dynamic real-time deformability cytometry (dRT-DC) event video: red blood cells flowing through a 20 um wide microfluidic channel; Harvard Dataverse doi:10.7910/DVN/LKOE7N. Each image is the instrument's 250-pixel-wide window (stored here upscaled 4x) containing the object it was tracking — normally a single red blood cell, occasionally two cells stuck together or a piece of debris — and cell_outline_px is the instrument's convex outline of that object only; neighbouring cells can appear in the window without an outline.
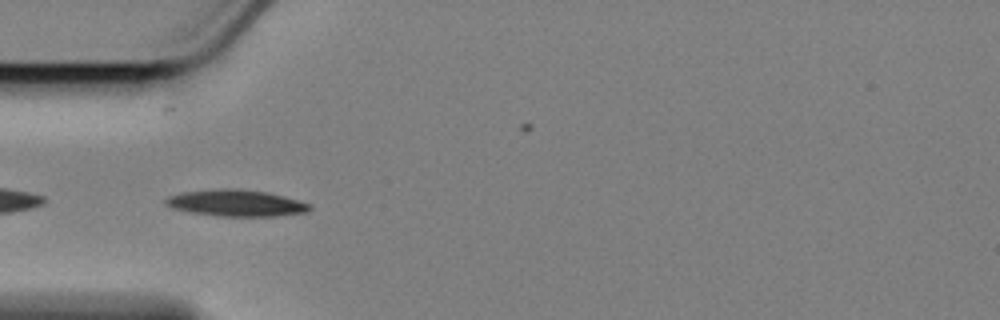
{"species": "Egyptian fruit bat (a non-hibernating species)", "species_latin": "Rousettus aegyptiacus", "temperature_condition": "cold", "stored_images_in_passage": 41, "camera_frame_rate_fps": 3000, "um_per_image_px": 0.085, "animal": {"sex": "female"}, "frame": {"image": 1, "passage_image": 2, "time_ms": 0.333, "image_size_px": [1000, 320], "cell_outline_px": [[312, 208], [308, 212], [276, 216], [220, 216], [192, 212], [172, 208], [164, 204], [164, 200], [168, 196], [184, 192], [220, 188], [232, 188], [268, 192], [296, 200], [308, 204]], "centroid_in_image_um": [20.04, 17.26], "position_along_channel_um": 65.0, "area_um2": 22.08}}
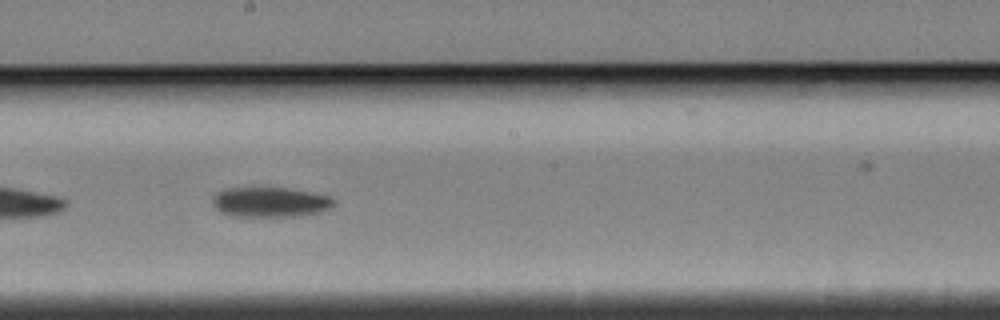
{"frame": {"image": 2, "passage_image": 16, "time_ms": 5.0, "image_size_px": [1000, 320], "cell_outline_px": [[336, 200], [332, 208], [324, 212], [300, 216], [232, 216], [220, 212], [212, 204], [212, 196], [216, 192], [224, 188], [252, 184], [288, 188], [328, 196]], "centroid_in_image_um": [22.91, 17.13], "position_along_channel_um": 225.3, "area_um2": 22.31}}
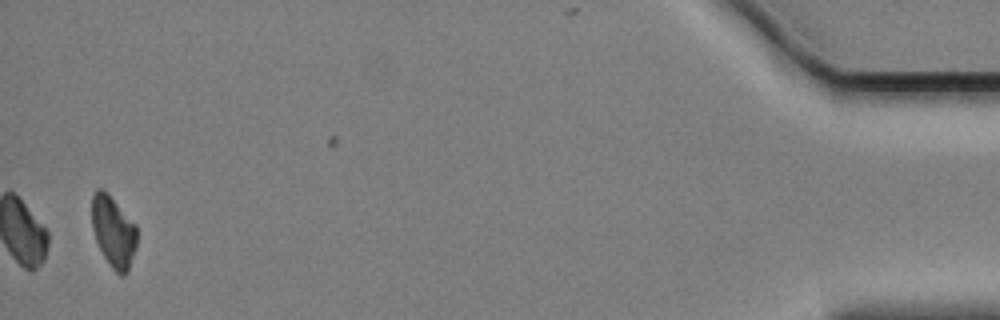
{"frame": {"image": 3, "passage_image": 41, "time_ms": 13.333, "image_size_px": [1000, 320], "cell_outline_px": [[136, 248], [128, 272], [124, 276], [120, 276], [112, 268], [104, 256], [96, 240], [92, 228], [92, 196], [96, 188], [100, 188], [136, 224]], "centroid_in_image_um": [9.64, 19.75], "position_along_channel_um": 425.6, "area_um2": 18.32}, "authors_computed_cell_mechanics": {"area_um2": 20.9236, "velocity_mm_per_s": 3.4334, "shape_relaxation_time_tau1_ms": 3.1281, "shape_relaxation_time_tau2_ms": null, "deformation_change_tau1": 0.1218, "deformation_change_tau2": null}}